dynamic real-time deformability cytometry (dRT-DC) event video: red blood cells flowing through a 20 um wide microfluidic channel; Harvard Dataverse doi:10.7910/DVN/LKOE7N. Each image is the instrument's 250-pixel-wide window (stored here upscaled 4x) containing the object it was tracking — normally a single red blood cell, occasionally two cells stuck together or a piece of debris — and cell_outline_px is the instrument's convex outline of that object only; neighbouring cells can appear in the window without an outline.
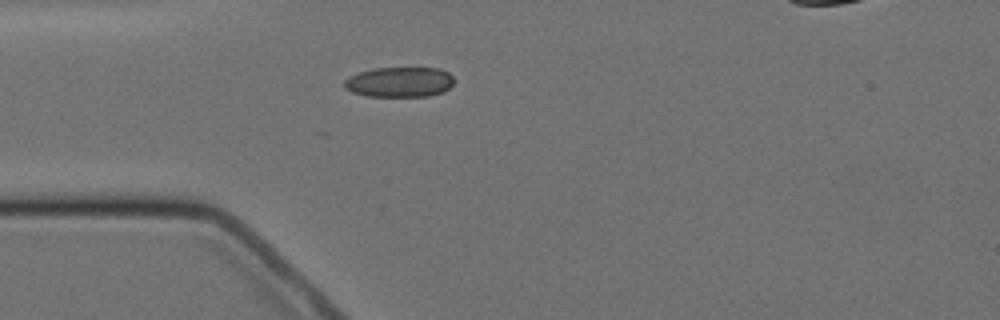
{"species": "Egyptian fruit bat (a non-hibernating species)", "species_latin": "Rousettus aegyptiacus", "temperature_condition": "cold", "stored_images_in_passage": 1, "camera_frame_rate_fps": 3000, "um_per_image_px": 0.085, "animal": {"sex": "female"}, "frame": {"image": 1, "passage_image": 1, "time_ms": 0.0, "image_size_px": [1000, 320], "cell_outline_px": [[452, 84], [444, 92], [428, 96], [368, 96], [352, 92], [344, 88], [344, 80], [348, 76], [360, 72], [376, 68], [440, 68], [448, 72], [452, 76]], "centroid_in_image_um": [33.94, 6.97], "position_along_channel_um": 51.1, "area_um2": 19.25}}